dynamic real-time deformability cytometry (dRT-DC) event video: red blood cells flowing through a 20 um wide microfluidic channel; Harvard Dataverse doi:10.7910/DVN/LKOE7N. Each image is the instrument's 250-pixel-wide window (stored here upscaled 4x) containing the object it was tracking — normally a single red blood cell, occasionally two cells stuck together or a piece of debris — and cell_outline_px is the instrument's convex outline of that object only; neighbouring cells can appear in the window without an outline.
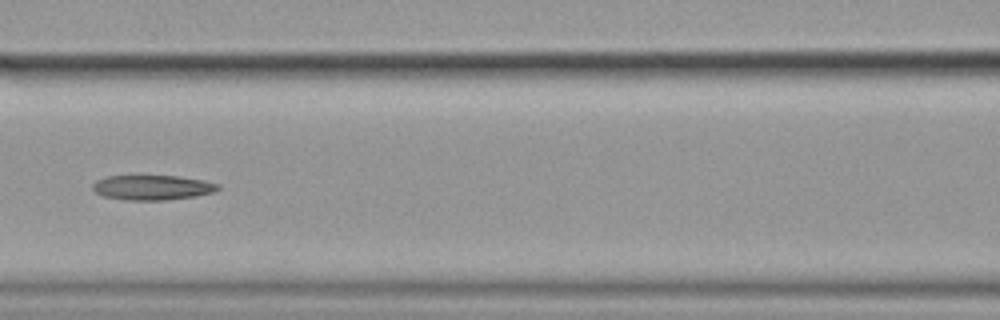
{"species": "common noctule bat (a hibernating species)", "species_latin": "Nyctalus noctula", "temperature_condition": "cold", "stored_images_in_passage": 9, "camera_frame_rate_fps": 3000, "um_per_image_px": 0.085, "animal": {"sex": "female", "body_mass_g": 19.9}, "frame": {"image": 1, "passage_image": 6, "time_ms": 1.667, "image_size_px": [1000, 320], "cell_outline_px": [[220, 188], [216, 192], [196, 196], [164, 200], [124, 200], [104, 196], [96, 192], [92, 188], [92, 184], [96, 180], [108, 176], [180, 176], [204, 180], [220, 184]], "centroid_in_image_um": [12.99, 15.94], "position_along_channel_um": 153.6, "area_um2": 18.26}}
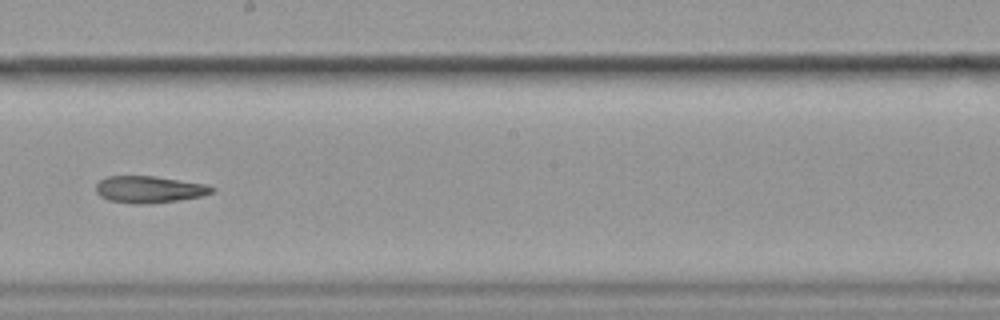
{"frame": {"image": 2, "passage_image": 8, "time_ms": 2.333, "image_size_px": [1000, 320], "cell_outline_px": [[216, 188], [212, 192], [200, 196], [176, 200], [148, 204], [136, 204], [108, 200], [100, 196], [96, 192], [96, 184], [100, 180], [108, 176], [152, 176], [208, 184]], "centroid_in_image_um": [12.67, 16.1], "position_along_channel_um": 235.5, "area_um2": 18.03}}
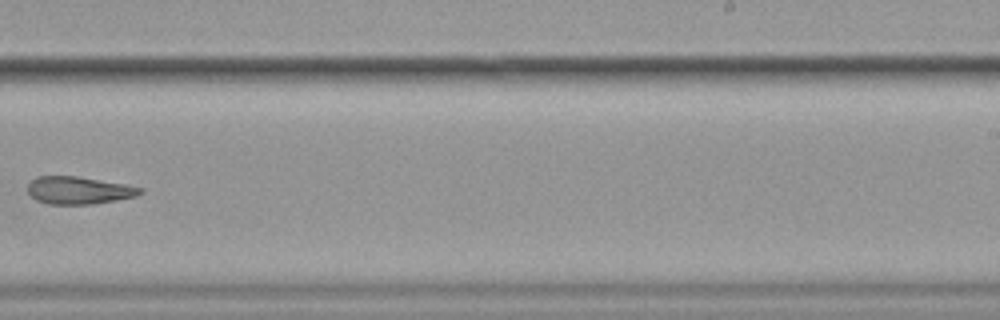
{"frame": {"image": 3, "passage_image": 9, "time_ms": 2.667, "image_size_px": [1000, 320], "cell_outline_px": [[144, 192], [136, 196], [116, 200], [92, 204], [48, 204], [36, 200], [28, 192], [28, 184], [32, 180], [40, 176], [76, 176], [124, 184], [144, 188]], "centroid_in_image_um": [6.71, 16.18], "position_along_channel_um": 282.3, "area_um2": 17.92}}